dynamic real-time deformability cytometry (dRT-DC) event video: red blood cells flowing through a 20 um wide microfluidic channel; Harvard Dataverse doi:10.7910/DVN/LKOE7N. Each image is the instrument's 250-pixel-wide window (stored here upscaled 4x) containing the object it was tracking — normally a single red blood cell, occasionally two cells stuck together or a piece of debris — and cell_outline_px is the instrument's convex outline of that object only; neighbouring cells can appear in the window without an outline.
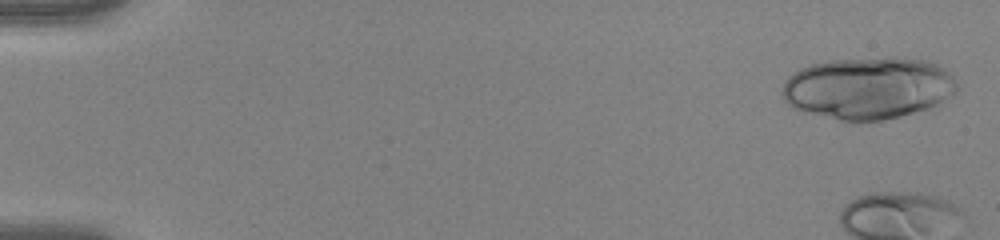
{"species": "human", "species_latin": "Homo sapiens", "temperature_condition": "warm", "stored_images_in_passage": 9, "camera_frame_rate_fps": 3000, "um_per_image_px": 0.085, "donor": {"sex": "female"}, "frame": {"image": 1, "passage_image": 2, "time_ms": 0.333, "image_size_px": [1000, 240], "cell_outline_px": [[956, 92], [936, 104], [928, 108], [900, 116], [880, 120], [856, 124], [852, 124], [804, 112], [792, 108], [784, 100], [780, 92], [788, 76], [800, 68], [812, 64], [832, 60], [892, 56], [896, 56], [924, 60], [936, 64], [944, 68], [956, 80]], "centroid_in_image_um": [73.75, 7.5], "position_along_channel_um": 11.3, "area_um2": 64.1}}